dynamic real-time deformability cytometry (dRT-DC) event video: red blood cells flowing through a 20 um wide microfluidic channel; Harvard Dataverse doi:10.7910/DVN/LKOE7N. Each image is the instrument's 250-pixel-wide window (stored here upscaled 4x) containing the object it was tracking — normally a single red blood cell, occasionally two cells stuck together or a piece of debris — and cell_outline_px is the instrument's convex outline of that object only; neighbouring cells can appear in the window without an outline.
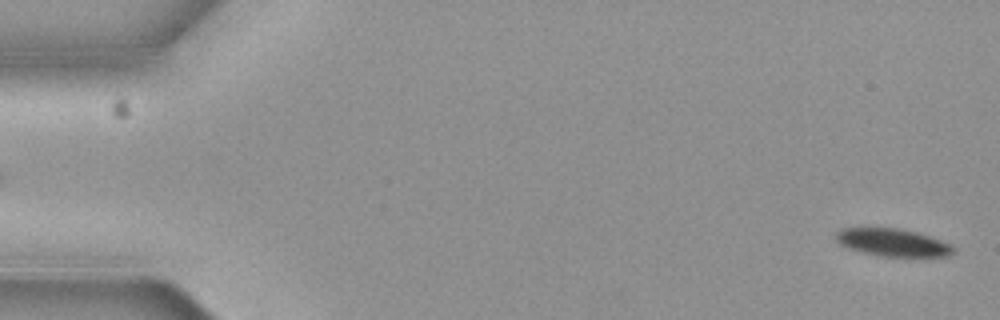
{"species": "common noctule bat (a hibernating species)", "species_latin": "Nyctalus noctula", "temperature_condition": "cold", "stored_images_in_passage": 4, "segment_of_instrument_passage": [2, 2], "camera_frame_rate_fps": 3000, "um_per_image_px": 0.085, "animal": {"sex": "female", "body_mass_g": 19.3, "forearm_length_mm": 54.1}, "frame": {"image": 1, "passage_image": 4, "time_ms": 1.0, "image_size_px": [1000, 320], "cell_outline_px": [[952, 252], [948, 256], [880, 256], [864, 252], [840, 244], [836, 240], [836, 232], [844, 228], [896, 228], [916, 232], [940, 240], [948, 244], [952, 248]], "centroid_in_image_um": [75.84, 20.6], "position_along_channel_um": 9.2, "area_um2": 18.26}}